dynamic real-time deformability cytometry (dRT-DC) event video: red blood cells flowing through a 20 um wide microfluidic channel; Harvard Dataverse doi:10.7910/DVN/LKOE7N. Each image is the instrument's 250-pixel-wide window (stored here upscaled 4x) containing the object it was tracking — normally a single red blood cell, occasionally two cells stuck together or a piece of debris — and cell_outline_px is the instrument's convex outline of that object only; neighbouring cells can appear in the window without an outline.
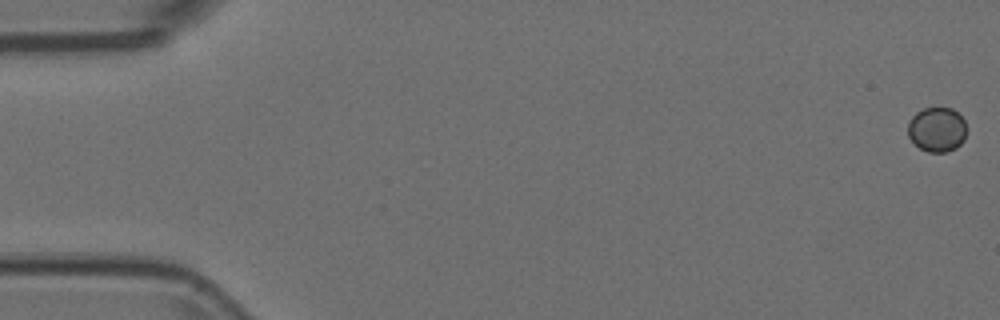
{"species": "Egyptian fruit bat (a non-hibernating species)", "species_latin": "Rousettus aegyptiacus", "temperature_condition": "room temperature", "stored_images_in_passage": 5, "camera_frame_rate_fps": 3000, "um_per_image_px": 0.085, "animal": {"sex": "female"}, "frame": {"image": 1, "passage_image": 1, "time_ms": 0.0, "image_size_px": [1000, 320], "cell_outline_px": [[968, 132], [964, 140], [956, 148], [948, 152], [928, 152], [920, 148], [908, 136], [908, 124], [912, 116], [916, 112], [924, 108], [952, 108], [964, 120], [968, 128]], "centroid_in_image_um": [79.68, 11.01], "position_along_channel_um": 5.3, "area_um2": 15.43}}